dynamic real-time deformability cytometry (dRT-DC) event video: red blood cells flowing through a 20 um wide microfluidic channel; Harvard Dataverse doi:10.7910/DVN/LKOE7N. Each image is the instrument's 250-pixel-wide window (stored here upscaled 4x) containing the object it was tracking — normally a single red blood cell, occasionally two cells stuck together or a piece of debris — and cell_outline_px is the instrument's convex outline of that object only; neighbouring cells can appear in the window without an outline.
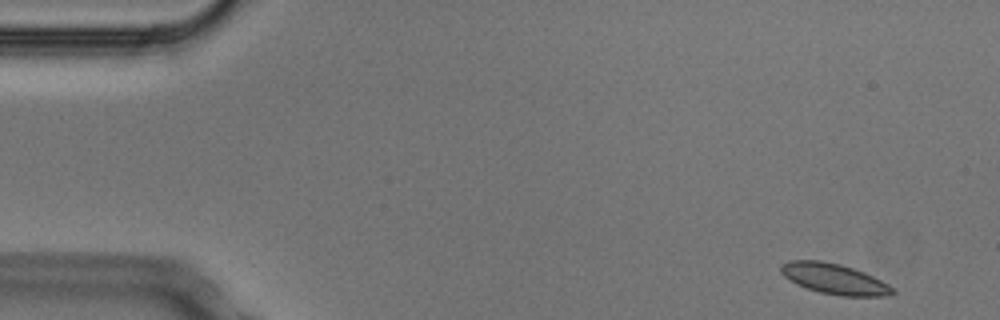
{"species": "Egyptian fruit bat (a non-hibernating species)", "species_latin": "Rousettus aegyptiacus", "temperature_condition": "cold", "stored_images_in_passage": 3, "camera_frame_rate_fps": 3000, "um_per_image_px": 0.085, "animal": {"sex": "male"}, "frame": {"image": 1, "passage_image": 1, "time_ms": 0.0, "image_size_px": [1000, 320], "cell_outline_px": [[896, 292], [888, 296], [840, 296], [820, 292], [796, 284], [788, 280], [780, 272], [780, 264], [788, 260], [820, 260], [840, 264], [864, 272], [888, 284]], "centroid_in_image_um": [70.87, 23.7], "position_along_channel_um": 14.1, "area_um2": 19.88}}
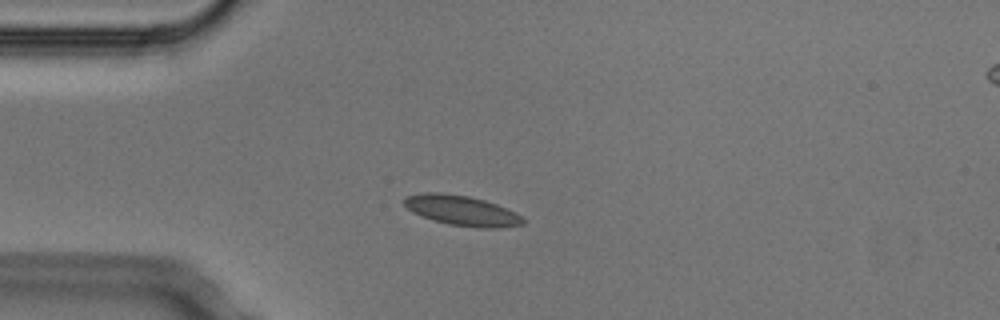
{"frame": {"image": 2, "passage_image": 3, "time_ms": 0.667, "image_size_px": [1000, 320], "cell_outline_px": [[524, 224], [500, 228], [480, 228], [448, 224], [432, 220], [412, 212], [404, 204], [404, 196], [420, 192], [440, 192], [468, 196], [484, 200], [496, 204], [516, 212], [524, 220]], "centroid_in_image_um": [39.23, 17.89], "position_along_channel_um": 45.8, "area_um2": 20.92}}